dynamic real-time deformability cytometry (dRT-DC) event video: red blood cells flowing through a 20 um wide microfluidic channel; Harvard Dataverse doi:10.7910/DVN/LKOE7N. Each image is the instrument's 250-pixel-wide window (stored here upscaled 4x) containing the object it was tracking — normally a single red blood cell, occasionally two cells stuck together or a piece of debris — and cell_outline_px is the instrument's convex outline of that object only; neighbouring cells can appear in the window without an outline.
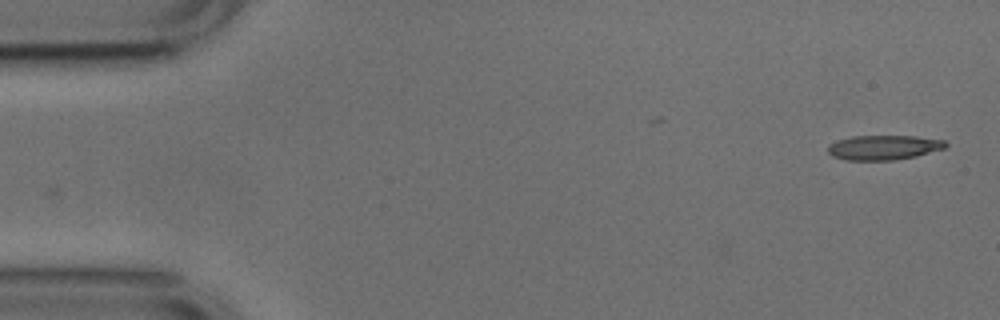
{"species": "common noctule bat (a hibernating species)", "species_latin": "Nyctalus noctula", "temperature_condition": "cold", "stored_images_in_passage": 51, "camera_frame_rate_fps": 3000, "um_per_image_px": 0.085, "animal": {"sex": "male", "body_mass_g": 17.9, "forearm_length_mm": 54.2}, "frame": {"image": 1, "passage_image": 1, "time_ms": 0.0, "image_size_px": [1000, 320], "cell_outline_px": [[948, 144], [944, 148], [916, 156], [896, 160], [848, 160], [832, 156], [828, 152], [828, 144], [836, 140], [852, 136], [916, 136], [944, 140]], "centroid_in_image_um": [75.09, 12.53], "position_along_channel_um": 9.9, "area_um2": 16.94}}
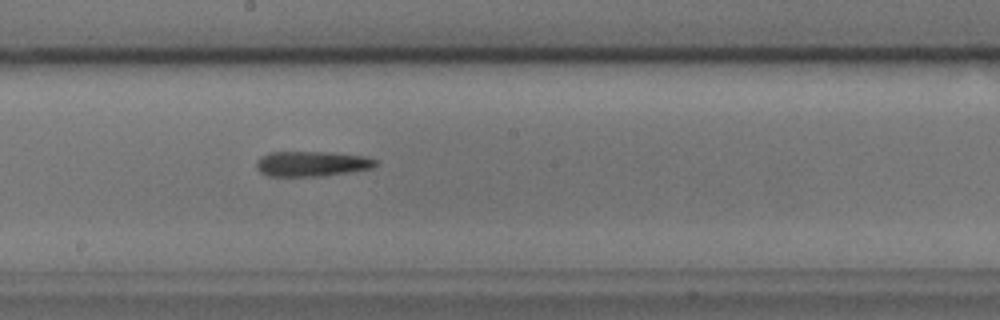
{"frame": {"image": 2, "passage_image": 27, "time_ms": 8.667, "image_size_px": [1000, 320], "cell_outline_px": [[380, 164], [372, 168], [352, 172], [324, 176], [268, 176], [260, 172], [256, 168], [256, 160], [260, 156], [268, 152], [328, 152], [368, 156], [376, 160]], "centroid_in_image_um": [26.52, 13.92], "position_along_channel_um": 221.7, "area_um2": 17.86}}
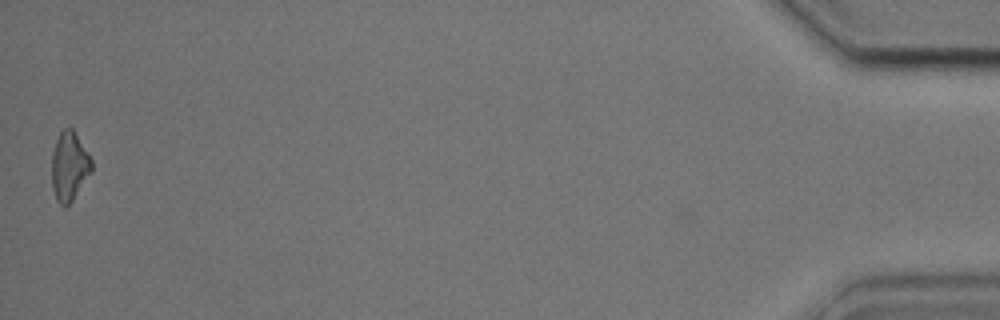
{"frame": {"image": 3, "passage_image": 51, "time_ms": 16.667, "image_size_px": [1000, 320], "cell_outline_px": [[92, 172], [72, 200], [64, 208], [56, 200], [52, 188], [52, 152], [56, 140], [60, 132], [64, 128], [72, 128], [88, 152], [92, 160]], "centroid_in_image_um": [5.89, 14.14], "position_along_channel_um": 429.3, "area_um2": 16.07}, "authors_computed_cell_mechanics": {"area_um2": 17.051, "velocity_mm_per_s": 3.7852, "shape_relaxation_time_tau1_ms": 10.3653, "shape_relaxation_time_tau2_ms": 5.7773, "deformation_change_tau1": 0.2807, "deformation_change_tau2": 0.2374}}